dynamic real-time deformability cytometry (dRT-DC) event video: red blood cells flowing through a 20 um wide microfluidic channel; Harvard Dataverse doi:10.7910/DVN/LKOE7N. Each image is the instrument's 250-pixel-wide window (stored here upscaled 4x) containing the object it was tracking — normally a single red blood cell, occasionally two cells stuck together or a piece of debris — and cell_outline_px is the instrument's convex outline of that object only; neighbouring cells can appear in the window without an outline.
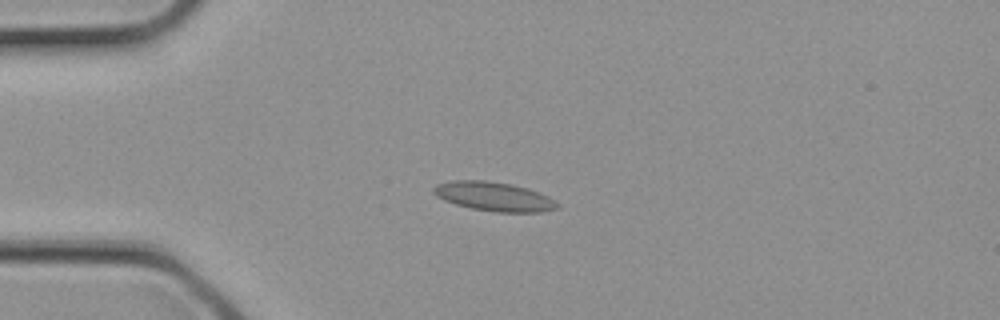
{"species": "common noctule bat (a hibernating species)", "species_latin": "Nyctalus noctula", "temperature_condition": "cold", "stored_images_in_passage": 2, "camera_frame_rate_fps": 3000, "um_per_image_px": 0.085, "animal": {"sex": "female", "body_mass_g": 21.9}, "frame": {"image": 1, "passage_image": 2, "time_ms": 0.333, "image_size_px": [1000, 320], "cell_outline_px": [[560, 208], [540, 212], [496, 212], [472, 208], [456, 204], [444, 200], [436, 196], [432, 192], [432, 188], [436, 184], [452, 180], [484, 180], [512, 184], [528, 188], [540, 192], [548, 196], [560, 204]], "centroid_in_image_um": [42.0, 16.7], "position_along_channel_um": 43.0, "area_um2": 21.15}}